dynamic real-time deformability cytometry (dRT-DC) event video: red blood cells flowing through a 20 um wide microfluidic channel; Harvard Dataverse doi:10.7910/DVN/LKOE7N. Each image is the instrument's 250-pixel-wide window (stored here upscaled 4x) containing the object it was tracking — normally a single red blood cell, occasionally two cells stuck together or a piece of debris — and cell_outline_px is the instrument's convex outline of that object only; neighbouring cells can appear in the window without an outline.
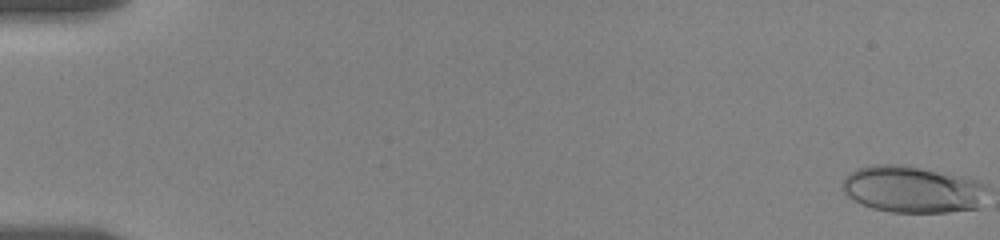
{"species": "human", "species_latin": "Homo sapiens", "temperature_condition": "room temperature", "stored_images_in_passage": 58, "camera_frame_rate_fps": 3000, "um_per_image_px": 0.085, "donor": {"sex": "female"}, "frame": {"image": 1, "passage_image": 1, "time_ms": 0.0, "image_size_px": [1000, 240], "cell_outline_px": [[980, 188], [976, 208], [948, 212], [892, 212], [872, 208], [848, 196], [844, 192], [844, 180], [856, 168], [876, 164], [900, 164], [920, 168], [976, 180], [980, 184]], "centroid_in_image_um": [77.42, 16.09], "position_along_channel_um": 7.6, "area_um2": 37.8}}
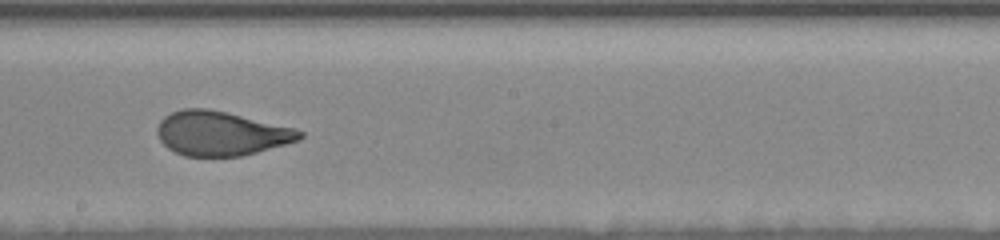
{"frame": {"image": 2, "passage_image": 34, "time_ms": 11.0, "image_size_px": [1000, 240], "cell_outline_px": [[304, 136], [300, 140], [256, 152], [240, 156], [184, 156], [168, 148], [160, 140], [156, 132], [156, 128], [160, 120], [164, 116], [172, 112], [184, 108], [208, 108], [296, 128], [304, 132]], "centroid_in_image_um": [18.78, 11.33], "position_along_channel_um": 229.4, "area_um2": 36.76}}
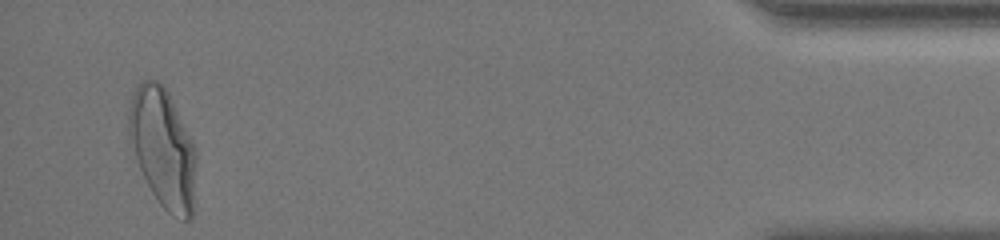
{"frame": {"image": 3, "passage_image": 56, "time_ms": 18.333, "image_size_px": [1000, 240], "cell_outline_px": [[196, 156], [192, 216], [188, 220], [184, 220], [172, 216], [160, 204], [152, 192], [140, 168], [128, 132], [128, 116], [132, 96], [136, 88], [144, 80], [156, 80], [168, 92], [196, 148]], "centroid_in_image_um": [13.86, 12.6], "position_along_channel_um": 421.3, "area_um2": 45.95}, "authors_computed_cell_mechanics": {"area_um2": 37.4833, "velocity_mm_per_s": 3.5355, "shape_relaxation_time_tau1_ms": 6.0407, "shape_relaxation_time_tau2_ms": null, "deformation_change_tau1": 0.2036, "deformation_change_tau2": null}}